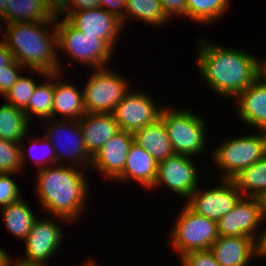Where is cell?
Masks as SVG:
<instances>
[{
  "label": "cell",
  "mask_w": 266,
  "mask_h": 266,
  "mask_svg": "<svg viewBox=\"0 0 266 266\" xmlns=\"http://www.w3.org/2000/svg\"><path fill=\"white\" fill-rule=\"evenodd\" d=\"M28 134H29V132L25 135L24 139L20 142V147H21V162H22L23 169L25 168L24 167L25 164H26L25 161L28 158H31V161L33 159V162L36 164L35 166L37 167L36 168L37 170L42 169V168H46V167H49V166H52V165H57L56 156H55V152H54V147L52 146V144L43 135H41L40 137L37 136V135H36V137L34 135H32L33 137H31L30 139L28 138L29 145L27 146L28 149L26 148V145H25V141L24 140L27 139ZM37 141H38L39 144L40 143L41 144L39 145L37 143ZM36 145L37 146H40V148L43 147L42 145H44L43 148H46L47 149V150L45 149L46 152L48 151L47 152V155H45V154L43 155L42 154V157H43L42 158L39 155L37 156V154L35 153L36 155L34 156V150H33L34 148L33 147L35 146V149H37L36 148L37 147ZM32 150H33V152H32ZM45 150L43 151L41 149V151H43V153L45 152ZM28 153H30L29 156H28Z\"/></svg>",
  "instance_id": "30"
},
{
  "label": "cell",
  "mask_w": 266,
  "mask_h": 266,
  "mask_svg": "<svg viewBox=\"0 0 266 266\" xmlns=\"http://www.w3.org/2000/svg\"><path fill=\"white\" fill-rule=\"evenodd\" d=\"M56 120L46 119L45 122H48V125L43 136L54 147L57 164H64L61 163L64 159L67 161V165L87 170L91 165V157L85 149L79 122L76 120ZM64 133L65 135H63Z\"/></svg>",
  "instance_id": "10"
},
{
  "label": "cell",
  "mask_w": 266,
  "mask_h": 266,
  "mask_svg": "<svg viewBox=\"0 0 266 266\" xmlns=\"http://www.w3.org/2000/svg\"><path fill=\"white\" fill-rule=\"evenodd\" d=\"M63 72L54 73V103L52 119L79 121L87 112L84 106V92L72 82H63ZM62 78V79H61ZM56 80V81H55ZM57 115L61 116L60 118ZM56 117V118H55Z\"/></svg>",
  "instance_id": "19"
},
{
  "label": "cell",
  "mask_w": 266,
  "mask_h": 266,
  "mask_svg": "<svg viewBox=\"0 0 266 266\" xmlns=\"http://www.w3.org/2000/svg\"><path fill=\"white\" fill-rule=\"evenodd\" d=\"M0 210L6 231L23 241L37 219L29 204L22 198Z\"/></svg>",
  "instance_id": "24"
},
{
  "label": "cell",
  "mask_w": 266,
  "mask_h": 266,
  "mask_svg": "<svg viewBox=\"0 0 266 266\" xmlns=\"http://www.w3.org/2000/svg\"><path fill=\"white\" fill-rule=\"evenodd\" d=\"M46 82L38 84L33 91L28 107L24 110L27 120L33 124L32 118L38 117L43 121L52 119V108L54 103V73L47 74ZM50 80V81H49ZM48 82V83H47Z\"/></svg>",
  "instance_id": "26"
},
{
  "label": "cell",
  "mask_w": 266,
  "mask_h": 266,
  "mask_svg": "<svg viewBox=\"0 0 266 266\" xmlns=\"http://www.w3.org/2000/svg\"><path fill=\"white\" fill-rule=\"evenodd\" d=\"M127 0H100L99 7L122 20L126 9Z\"/></svg>",
  "instance_id": "38"
},
{
  "label": "cell",
  "mask_w": 266,
  "mask_h": 266,
  "mask_svg": "<svg viewBox=\"0 0 266 266\" xmlns=\"http://www.w3.org/2000/svg\"><path fill=\"white\" fill-rule=\"evenodd\" d=\"M87 262H85L84 264H82L81 266H98L97 264H96V262L93 260V259H88V260H86ZM78 266V265H77Z\"/></svg>",
  "instance_id": "46"
},
{
  "label": "cell",
  "mask_w": 266,
  "mask_h": 266,
  "mask_svg": "<svg viewBox=\"0 0 266 266\" xmlns=\"http://www.w3.org/2000/svg\"><path fill=\"white\" fill-rule=\"evenodd\" d=\"M134 142L132 132L120 130L91 158L90 168L101 176L115 180L124 170L129 149Z\"/></svg>",
  "instance_id": "16"
},
{
  "label": "cell",
  "mask_w": 266,
  "mask_h": 266,
  "mask_svg": "<svg viewBox=\"0 0 266 266\" xmlns=\"http://www.w3.org/2000/svg\"><path fill=\"white\" fill-rule=\"evenodd\" d=\"M233 100L238 118L256 130L266 131V84L258 78ZM238 102V103H237Z\"/></svg>",
  "instance_id": "17"
},
{
  "label": "cell",
  "mask_w": 266,
  "mask_h": 266,
  "mask_svg": "<svg viewBox=\"0 0 266 266\" xmlns=\"http://www.w3.org/2000/svg\"><path fill=\"white\" fill-rule=\"evenodd\" d=\"M145 91H130L116 105L113 117L121 130L134 133L160 119L164 106H159Z\"/></svg>",
  "instance_id": "13"
},
{
  "label": "cell",
  "mask_w": 266,
  "mask_h": 266,
  "mask_svg": "<svg viewBox=\"0 0 266 266\" xmlns=\"http://www.w3.org/2000/svg\"><path fill=\"white\" fill-rule=\"evenodd\" d=\"M38 218L23 240L25 243V257L15 259V263L22 266H48L49 259L57 254L63 242L64 232L59 222L69 221L56 216L49 217V215L45 218ZM56 219H59L58 222Z\"/></svg>",
  "instance_id": "9"
},
{
  "label": "cell",
  "mask_w": 266,
  "mask_h": 266,
  "mask_svg": "<svg viewBox=\"0 0 266 266\" xmlns=\"http://www.w3.org/2000/svg\"><path fill=\"white\" fill-rule=\"evenodd\" d=\"M12 266H22V265H20L18 263H14Z\"/></svg>",
  "instance_id": "47"
},
{
  "label": "cell",
  "mask_w": 266,
  "mask_h": 266,
  "mask_svg": "<svg viewBox=\"0 0 266 266\" xmlns=\"http://www.w3.org/2000/svg\"><path fill=\"white\" fill-rule=\"evenodd\" d=\"M59 19V20H58ZM57 20V21H56ZM57 50L68 54L72 60L86 64L93 69L109 67L114 52L103 40L96 36L83 35L66 18L55 19Z\"/></svg>",
  "instance_id": "6"
},
{
  "label": "cell",
  "mask_w": 266,
  "mask_h": 266,
  "mask_svg": "<svg viewBox=\"0 0 266 266\" xmlns=\"http://www.w3.org/2000/svg\"><path fill=\"white\" fill-rule=\"evenodd\" d=\"M221 182L209 189L198 186L184 204L195 213L218 222L242 197L232 180L221 179Z\"/></svg>",
  "instance_id": "12"
},
{
  "label": "cell",
  "mask_w": 266,
  "mask_h": 266,
  "mask_svg": "<svg viewBox=\"0 0 266 266\" xmlns=\"http://www.w3.org/2000/svg\"><path fill=\"white\" fill-rule=\"evenodd\" d=\"M170 229L169 243L179 257L196 250L210 249L219 237L217 222L192 211L186 204Z\"/></svg>",
  "instance_id": "7"
},
{
  "label": "cell",
  "mask_w": 266,
  "mask_h": 266,
  "mask_svg": "<svg viewBox=\"0 0 266 266\" xmlns=\"http://www.w3.org/2000/svg\"><path fill=\"white\" fill-rule=\"evenodd\" d=\"M131 17L156 27L169 23L160 0H127L124 18L121 20L123 28L127 19Z\"/></svg>",
  "instance_id": "28"
},
{
  "label": "cell",
  "mask_w": 266,
  "mask_h": 266,
  "mask_svg": "<svg viewBox=\"0 0 266 266\" xmlns=\"http://www.w3.org/2000/svg\"><path fill=\"white\" fill-rule=\"evenodd\" d=\"M160 119L169 135L175 154L197 157L206 150L208 136L205 119L193 110L164 105Z\"/></svg>",
  "instance_id": "4"
},
{
  "label": "cell",
  "mask_w": 266,
  "mask_h": 266,
  "mask_svg": "<svg viewBox=\"0 0 266 266\" xmlns=\"http://www.w3.org/2000/svg\"><path fill=\"white\" fill-rule=\"evenodd\" d=\"M0 32L2 40L13 53L15 60L24 69L27 67L26 72L31 70L42 78L47 74L62 72L63 68L56 50L55 21L10 23L6 24L5 28L0 26Z\"/></svg>",
  "instance_id": "3"
},
{
  "label": "cell",
  "mask_w": 266,
  "mask_h": 266,
  "mask_svg": "<svg viewBox=\"0 0 266 266\" xmlns=\"http://www.w3.org/2000/svg\"><path fill=\"white\" fill-rule=\"evenodd\" d=\"M157 167L158 162L143 147L133 142L124 170L114 181L126 183L134 180L144 190H150L156 179Z\"/></svg>",
  "instance_id": "20"
},
{
  "label": "cell",
  "mask_w": 266,
  "mask_h": 266,
  "mask_svg": "<svg viewBox=\"0 0 266 266\" xmlns=\"http://www.w3.org/2000/svg\"><path fill=\"white\" fill-rule=\"evenodd\" d=\"M242 197L259 198L266 192V156L241 170L233 179Z\"/></svg>",
  "instance_id": "27"
},
{
  "label": "cell",
  "mask_w": 266,
  "mask_h": 266,
  "mask_svg": "<svg viewBox=\"0 0 266 266\" xmlns=\"http://www.w3.org/2000/svg\"><path fill=\"white\" fill-rule=\"evenodd\" d=\"M57 11L47 0H9L6 12L0 17V26L10 23L55 21Z\"/></svg>",
  "instance_id": "22"
},
{
  "label": "cell",
  "mask_w": 266,
  "mask_h": 266,
  "mask_svg": "<svg viewBox=\"0 0 266 266\" xmlns=\"http://www.w3.org/2000/svg\"><path fill=\"white\" fill-rule=\"evenodd\" d=\"M259 78L266 84V60L259 59Z\"/></svg>",
  "instance_id": "42"
},
{
  "label": "cell",
  "mask_w": 266,
  "mask_h": 266,
  "mask_svg": "<svg viewBox=\"0 0 266 266\" xmlns=\"http://www.w3.org/2000/svg\"><path fill=\"white\" fill-rule=\"evenodd\" d=\"M256 235L254 239V257L266 259V228ZM260 234V235H259Z\"/></svg>",
  "instance_id": "39"
},
{
  "label": "cell",
  "mask_w": 266,
  "mask_h": 266,
  "mask_svg": "<svg viewBox=\"0 0 266 266\" xmlns=\"http://www.w3.org/2000/svg\"><path fill=\"white\" fill-rule=\"evenodd\" d=\"M193 160L191 156L175 154L158 162L156 179L151 190H157L161 186L164 189L169 188L171 193L183 197L186 201L198 188L201 179Z\"/></svg>",
  "instance_id": "11"
},
{
  "label": "cell",
  "mask_w": 266,
  "mask_h": 266,
  "mask_svg": "<svg viewBox=\"0 0 266 266\" xmlns=\"http://www.w3.org/2000/svg\"><path fill=\"white\" fill-rule=\"evenodd\" d=\"M259 201H260V205H261V216H262V221L261 222H265L266 220V192L263 193L260 197H259Z\"/></svg>",
  "instance_id": "43"
},
{
  "label": "cell",
  "mask_w": 266,
  "mask_h": 266,
  "mask_svg": "<svg viewBox=\"0 0 266 266\" xmlns=\"http://www.w3.org/2000/svg\"><path fill=\"white\" fill-rule=\"evenodd\" d=\"M66 19L83 35L98 37L113 51L124 29L119 18L101 7L73 12Z\"/></svg>",
  "instance_id": "15"
},
{
  "label": "cell",
  "mask_w": 266,
  "mask_h": 266,
  "mask_svg": "<svg viewBox=\"0 0 266 266\" xmlns=\"http://www.w3.org/2000/svg\"><path fill=\"white\" fill-rule=\"evenodd\" d=\"M11 255L0 247V266H12L15 261L10 257Z\"/></svg>",
  "instance_id": "41"
},
{
  "label": "cell",
  "mask_w": 266,
  "mask_h": 266,
  "mask_svg": "<svg viewBox=\"0 0 266 266\" xmlns=\"http://www.w3.org/2000/svg\"><path fill=\"white\" fill-rule=\"evenodd\" d=\"M33 78L32 76L27 77L21 72V76L4 96L7 100L6 103L24 111L38 84Z\"/></svg>",
  "instance_id": "31"
},
{
  "label": "cell",
  "mask_w": 266,
  "mask_h": 266,
  "mask_svg": "<svg viewBox=\"0 0 266 266\" xmlns=\"http://www.w3.org/2000/svg\"><path fill=\"white\" fill-rule=\"evenodd\" d=\"M9 5V0H0V17L6 12V6Z\"/></svg>",
  "instance_id": "45"
},
{
  "label": "cell",
  "mask_w": 266,
  "mask_h": 266,
  "mask_svg": "<svg viewBox=\"0 0 266 266\" xmlns=\"http://www.w3.org/2000/svg\"><path fill=\"white\" fill-rule=\"evenodd\" d=\"M15 173H0V207L3 208L22 199L17 183L12 178Z\"/></svg>",
  "instance_id": "33"
},
{
  "label": "cell",
  "mask_w": 266,
  "mask_h": 266,
  "mask_svg": "<svg viewBox=\"0 0 266 266\" xmlns=\"http://www.w3.org/2000/svg\"><path fill=\"white\" fill-rule=\"evenodd\" d=\"M23 66L16 60L10 65L0 68V95L4 97L24 71ZM20 71V72H19Z\"/></svg>",
  "instance_id": "35"
},
{
  "label": "cell",
  "mask_w": 266,
  "mask_h": 266,
  "mask_svg": "<svg viewBox=\"0 0 266 266\" xmlns=\"http://www.w3.org/2000/svg\"><path fill=\"white\" fill-rule=\"evenodd\" d=\"M198 39L197 69L217 97L232 100L259 78L257 55Z\"/></svg>",
  "instance_id": "1"
},
{
  "label": "cell",
  "mask_w": 266,
  "mask_h": 266,
  "mask_svg": "<svg viewBox=\"0 0 266 266\" xmlns=\"http://www.w3.org/2000/svg\"><path fill=\"white\" fill-rule=\"evenodd\" d=\"M22 168L20 144L0 139V173L19 174Z\"/></svg>",
  "instance_id": "32"
},
{
  "label": "cell",
  "mask_w": 266,
  "mask_h": 266,
  "mask_svg": "<svg viewBox=\"0 0 266 266\" xmlns=\"http://www.w3.org/2000/svg\"><path fill=\"white\" fill-rule=\"evenodd\" d=\"M110 67L94 69L84 83V106L87 113H113L116 105L130 91L123 74Z\"/></svg>",
  "instance_id": "8"
},
{
  "label": "cell",
  "mask_w": 266,
  "mask_h": 266,
  "mask_svg": "<svg viewBox=\"0 0 266 266\" xmlns=\"http://www.w3.org/2000/svg\"><path fill=\"white\" fill-rule=\"evenodd\" d=\"M64 165L36 170L34 193L45 215L64 218L71 224L86 210L90 184L86 169Z\"/></svg>",
  "instance_id": "2"
},
{
  "label": "cell",
  "mask_w": 266,
  "mask_h": 266,
  "mask_svg": "<svg viewBox=\"0 0 266 266\" xmlns=\"http://www.w3.org/2000/svg\"><path fill=\"white\" fill-rule=\"evenodd\" d=\"M99 5L100 0H67L57 11V16L63 18L64 15V18H67L73 12L97 8Z\"/></svg>",
  "instance_id": "36"
},
{
  "label": "cell",
  "mask_w": 266,
  "mask_h": 266,
  "mask_svg": "<svg viewBox=\"0 0 266 266\" xmlns=\"http://www.w3.org/2000/svg\"><path fill=\"white\" fill-rule=\"evenodd\" d=\"M78 122L91 158L121 130L112 113H86Z\"/></svg>",
  "instance_id": "18"
},
{
  "label": "cell",
  "mask_w": 266,
  "mask_h": 266,
  "mask_svg": "<svg viewBox=\"0 0 266 266\" xmlns=\"http://www.w3.org/2000/svg\"><path fill=\"white\" fill-rule=\"evenodd\" d=\"M134 142L143 147L157 162L175 155L169 135L161 119L134 133Z\"/></svg>",
  "instance_id": "23"
},
{
  "label": "cell",
  "mask_w": 266,
  "mask_h": 266,
  "mask_svg": "<svg viewBox=\"0 0 266 266\" xmlns=\"http://www.w3.org/2000/svg\"><path fill=\"white\" fill-rule=\"evenodd\" d=\"M14 60L13 53L6 47L4 41L0 39V68L10 65Z\"/></svg>",
  "instance_id": "40"
},
{
  "label": "cell",
  "mask_w": 266,
  "mask_h": 266,
  "mask_svg": "<svg viewBox=\"0 0 266 266\" xmlns=\"http://www.w3.org/2000/svg\"><path fill=\"white\" fill-rule=\"evenodd\" d=\"M210 250L220 266H249L255 259L254 239L247 236H219Z\"/></svg>",
  "instance_id": "21"
},
{
  "label": "cell",
  "mask_w": 266,
  "mask_h": 266,
  "mask_svg": "<svg viewBox=\"0 0 266 266\" xmlns=\"http://www.w3.org/2000/svg\"><path fill=\"white\" fill-rule=\"evenodd\" d=\"M179 259L181 266H220L210 249L190 251Z\"/></svg>",
  "instance_id": "34"
},
{
  "label": "cell",
  "mask_w": 266,
  "mask_h": 266,
  "mask_svg": "<svg viewBox=\"0 0 266 266\" xmlns=\"http://www.w3.org/2000/svg\"><path fill=\"white\" fill-rule=\"evenodd\" d=\"M254 132L255 134L251 135L248 133L224 139L220 146L212 150L211 161L222 172L220 180L233 179L241 170L266 156V132L262 130Z\"/></svg>",
  "instance_id": "5"
},
{
  "label": "cell",
  "mask_w": 266,
  "mask_h": 266,
  "mask_svg": "<svg viewBox=\"0 0 266 266\" xmlns=\"http://www.w3.org/2000/svg\"><path fill=\"white\" fill-rule=\"evenodd\" d=\"M230 0H187V18L198 24L213 25L227 14Z\"/></svg>",
  "instance_id": "29"
},
{
  "label": "cell",
  "mask_w": 266,
  "mask_h": 266,
  "mask_svg": "<svg viewBox=\"0 0 266 266\" xmlns=\"http://www.w3.org/2000/svg\"><path fill=\"white\" fill-rule=\"evenodd\" d=\"M160 3L169 21L174 16L187 17V0H160Z\"/></svg>",
  "instance_id": "37"
},
{
  "label": "cell",
  "mask_w": 266,
  "mask_h": 266,
  "mask_svg": "<svg viewBox=\"0 0 266 266\" xmlns=\"http://www.w3.org/2000/svg\"><path fill=\"white\" fill-rule=\"evenodd\" d=\"M257 197H241L237 204L217 222L219 236H247L255 239L263 225ZM262 223V224H261ZM261 224V225H260Z\"/></svg>",
  "instance_id": "14"
},
{
  "label": "cell",
  "mask_w": 266,
  "mask_h": 266,
  "mask_svg": "<svg viewBox=\"0 0 266 266\" xmlns=\"http://www.w3.org/2000/svg\"><path fill=\"white\" fill-rule=\"evenodd\" d=\"M49 4L58 11L67 0H47Z\"/></svg>",
  "instance_id": "44"
},
{
  "label": "cell",
  "mask_w": 266,
  "mask_h": 266,
  "mask_svg": "<svg viewBox=\"0 0 266 266\" xmlns=\"http://www.w3.org/2000/svg\"><path fill=\"white\" fill-rule=\"evenodd\" d=\"M31 125L23 110L8 103L0 106V139L20 144Z\"/></svg>",
  "instance_id": "25"
}]
</instances>
